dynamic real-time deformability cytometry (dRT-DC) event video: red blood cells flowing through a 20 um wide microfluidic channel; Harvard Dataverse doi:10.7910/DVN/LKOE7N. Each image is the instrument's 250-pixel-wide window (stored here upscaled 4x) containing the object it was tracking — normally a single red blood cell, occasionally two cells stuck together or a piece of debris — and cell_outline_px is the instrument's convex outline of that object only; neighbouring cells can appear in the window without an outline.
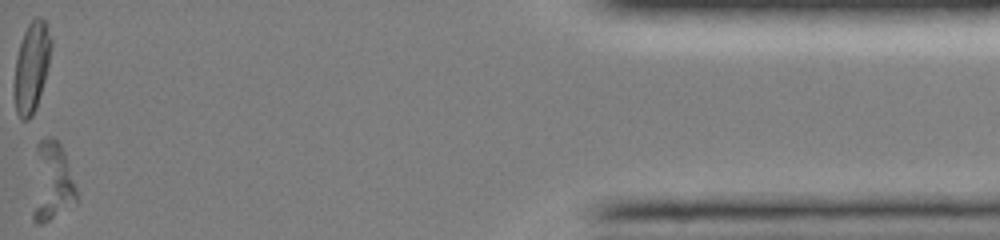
{"species": "common noctule bat (a hibernating species)", "species_latin": "Nyctalus noctula", "temperature_condition": "room temperature", "stored_images_in_passage": 46, "camera_frame_rate_fps": 3000, "um_per_image_px": 0.085, "animal": {"sex": "female", "body_mass_g": 19.0, "forearm_length_mm": 51.5}, "frame": {"image": 1, "passage_image": 46, "time_ms": 15.667, "image_size_px": [1000, 240], "cell_outline_px": [[76, 200], [48, 220], [40, 224], [36, 224], [32, 220], [32, 212], [36, 144], [40, 140], [48, 136], [52, 136], [60, 144], [64, 152], [76, 188]], "centroid_in_image_um": [4.36, 15.4], "position_along_channel_um": 430.8, "area_um2": 19.94}}